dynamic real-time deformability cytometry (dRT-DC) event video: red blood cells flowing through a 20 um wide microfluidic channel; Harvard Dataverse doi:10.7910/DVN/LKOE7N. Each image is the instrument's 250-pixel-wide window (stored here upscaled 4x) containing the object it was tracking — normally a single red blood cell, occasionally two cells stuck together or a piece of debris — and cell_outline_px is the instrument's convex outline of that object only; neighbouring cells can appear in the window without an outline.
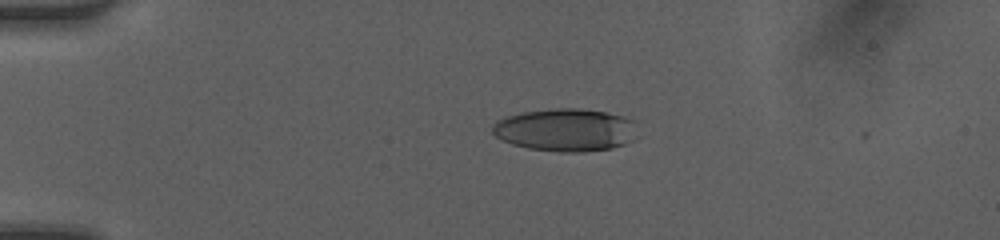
{"species": "human", "species_latin": "Homo sapiens", "temperature_condition": "room temperature", "stored_images_in_passage": 41, "camera_frame_rate_fps": 3000, "um_per_image_px": 0.085, "donor": {"sex": "female"}, "frame": {"image": 1, "passage_image": 12, "time_ms": 3.667, "image_size_px": [1000, 240], "cell_outline_px": [[636, 140], [612, 148], [584, 152], [560, 152], [528, 148], [512, 144], [496, 136], [492, 132], [492, 124], [496, 120], [508, 116], [524, 112], [556, 108], [580, 108], [608, 112], [624, 116], [636, 120]], "centroid_in_image_um": [48.13, 11.04], "position_along_channel_um": 36.9, "area_um2": 36.53}}
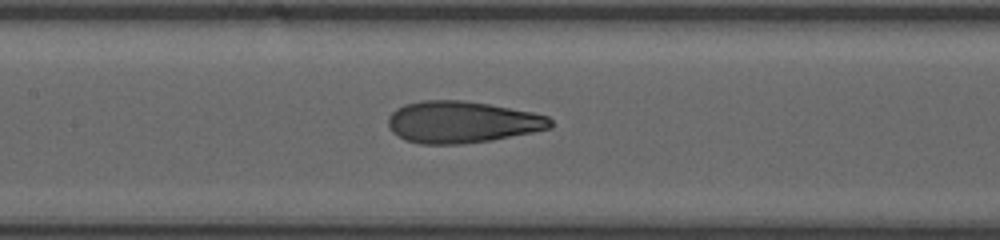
{"frame": {"image": 2, "passage_image": 24, "time_ms": 7.667, "image_size_px": [1000, 240], "cell_outline_px": [[552, 128], [492, 140], [460, 144], [420, 144], [404, 140], [392, 132], [388, 128], [388, 116], [396, 108], [404, 104], [424, 100], [464, 100], [488, 104], [532, 112], [548, 116], [552, 120]], "centroid_in_image_um": [39.23, 10.38], "position_along_channel_um": 168.2, "area_um2": 39.65}}
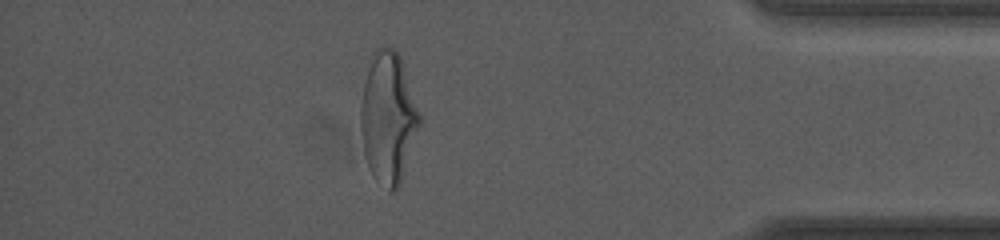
{"frame": {"image": 3, "passage_image": 37, "time_ms": 12.0, "image_size_px": [1000, 240], "cell_outline_px": [[420, 124], [400, 184], [392, 192], [388, 192], [372, 176], [368, 168], [364, 152], [360, 132], [360, 108], [364, 84], [372, 52], [376, 48], [388, 44], [396, 48], [400, 56], [420, 112]], "centroid_in_image_um": [32.98, 9.99], "position_along_channel_um": 402.2, "area_um2": 45.2}}